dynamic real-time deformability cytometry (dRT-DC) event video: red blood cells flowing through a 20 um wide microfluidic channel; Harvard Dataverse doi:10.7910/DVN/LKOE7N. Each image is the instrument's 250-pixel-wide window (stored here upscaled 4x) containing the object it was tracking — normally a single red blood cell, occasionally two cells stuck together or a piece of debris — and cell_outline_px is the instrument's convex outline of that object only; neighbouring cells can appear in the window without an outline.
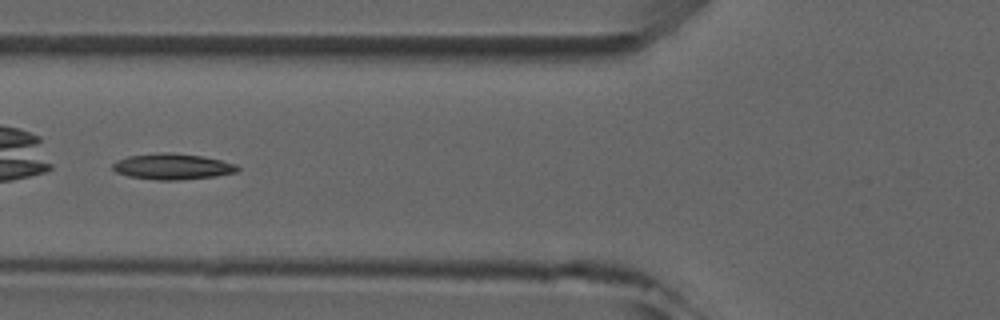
{"species": "common noctule bat (a hibernating species)", "species_latin": "Nyctalus noctula", "temperature_condition": "room temperature", "stored_images_in_passage": 6, "camera_frame_rate_fps": 3000, "um_per_image_px": 0.085, "animal": {"sex": "male", "forearm_length_mm": 52.5}, "frame": {"image": 1, "passage_image": 6, "time_ms": 5.667, "image_size_px": [1000, 320], "cell_outline_px": [[240, 168], [236, 172], [216, 176], [180, 180], [156, 180], [128, 176], [116, 172], [112, 168], [112, 164], [128, 156], [160, 152], [172, 152], [204, 156], [236, 164]], "centroid_in_image_um": [14.67, 14.15], "position_along_channel_um": 111.1, "area_um2": 18.9}}